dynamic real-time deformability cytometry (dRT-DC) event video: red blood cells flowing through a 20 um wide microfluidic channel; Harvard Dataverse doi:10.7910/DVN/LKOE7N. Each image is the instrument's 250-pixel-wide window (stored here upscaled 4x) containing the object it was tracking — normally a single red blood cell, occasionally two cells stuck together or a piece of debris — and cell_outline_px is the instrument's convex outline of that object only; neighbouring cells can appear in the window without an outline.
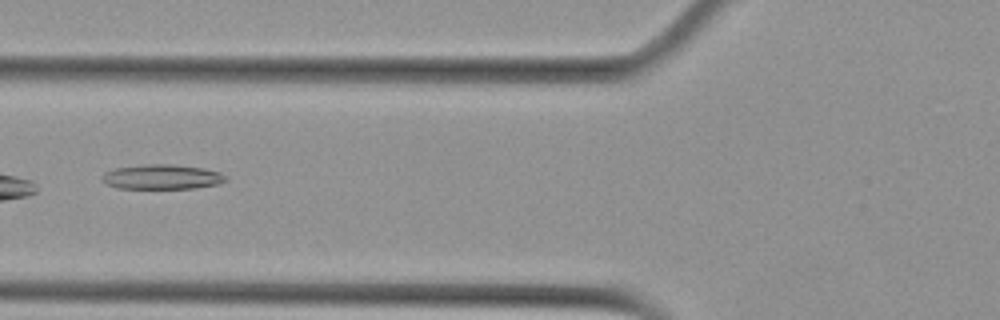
{"species": "Egyptian fruit bat (a non-hibernating species)", "species_latin": "Rousettus aegyptiacus", "temperature_condition": "cold", "stored_images_in_passage": 4, "camera_frame_rate_fps": 3000, "um_per_image_px": 0.085, "animal": {"sex": "female"}, "frame": {"image": 1, "passage_image": 4, "time_ms": 1.0, "image_size_px": [1000, 320], "cell_outline_px": [[228, 180], [220, 184], [192, 188], [116, 188], [100, 180], [100, 176], [104, 172], [112, 168], [148, 164], [172, 164], [204, 168], [220, 172], [228, 176]], "centroid_in_image_um": [13.77, 15.03], "position_along_channel_um": 112.0, "area_um2": 18.09}}